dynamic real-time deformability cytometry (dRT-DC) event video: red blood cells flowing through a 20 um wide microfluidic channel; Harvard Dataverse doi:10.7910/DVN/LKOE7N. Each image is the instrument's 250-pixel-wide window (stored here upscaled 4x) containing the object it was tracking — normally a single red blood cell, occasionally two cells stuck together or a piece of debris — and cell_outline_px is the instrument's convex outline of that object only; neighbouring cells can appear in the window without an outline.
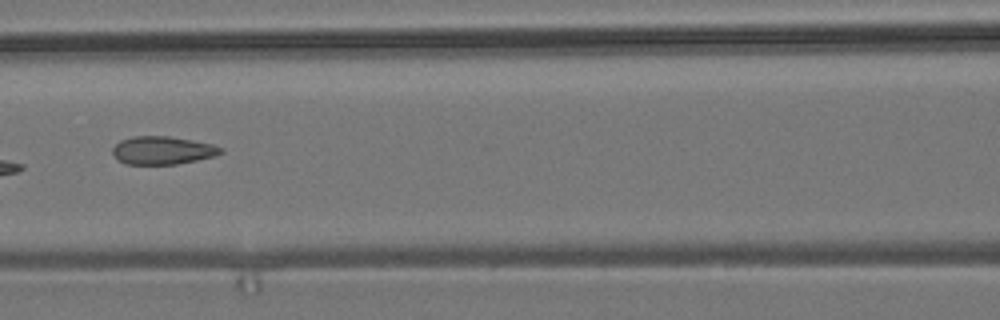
{"species": "common noctule bat (a hibernating species)", "species_latin": "Nyctalus noctula", "temperature_condition": "room temperature", "stored_images_in_passage": 9, "camera_frame_rate_fps": 3000, "um_per_image_px": 0.085, "animal": {"sex": "male", "body_mass_g": 19.2, "forearm_length_mm": 51.8}, "frame": {"image": 1, "passage_image": 6, "time_ms": 6.667, "image_size_px": [1000, 320], "cell_outline_px": [[224, 152], [216, 156], [176, 164], [124, 164], [116, 160], [112, 152], [112, 148], [120, 140], [132, 136], [168, 136], [192, 140], [212, 144], [224, 148]], "centroid_in_image_um": [13.81, 12.78], "position_along_channel_um": 152.8, "area_um2": 17.86}}
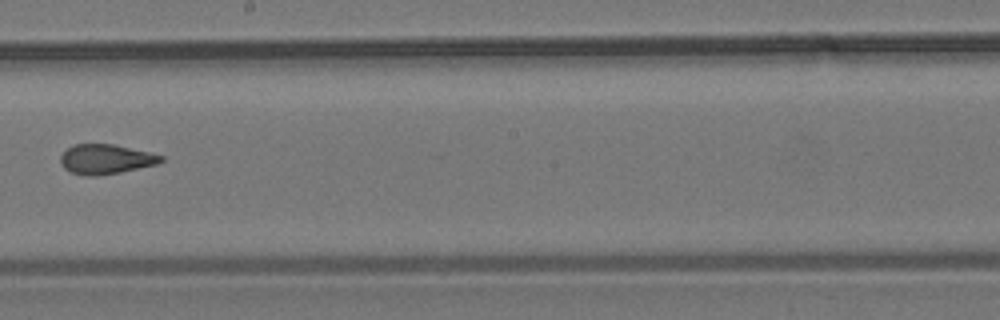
{"frame": {"image": 2, "passage_image": 8, "time_ms": 9.0, "image_size_px": [1000, 320], "cell_outline_px": [[164, 160], [156, 164], [120, 172], [96, 176], [84, 176], [72, 172], [64, 168], [60, 164], [60, 156], [68, 148], [76, 144], [112, 144], [148, 152], [164, 156]], "centroid_in_image_um": [8.97, 13.53], "position_along_channel_um": 239.2, "area_um2": 17.22}}
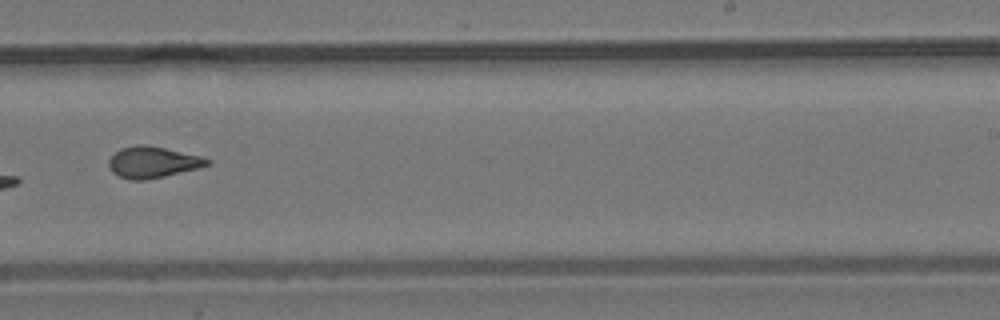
{"frame": {"image": 3, "passage_image": 9, "time_ms": 10.0, "image_size_px": [1000, 320], "cell_outline_px": [[212, 164], [200, 168], [164, 176], [144, 180], [132, 180], [120, 176], [112, 172], [108, 164], [108, 160], [120, 148], [136, 144], [148, 144], [204, 156], [212, 160]], "centroid_in_image_um": [13.04, 13.76], "position_along_channel_um": 276.0, "area_um2": 18.26}}